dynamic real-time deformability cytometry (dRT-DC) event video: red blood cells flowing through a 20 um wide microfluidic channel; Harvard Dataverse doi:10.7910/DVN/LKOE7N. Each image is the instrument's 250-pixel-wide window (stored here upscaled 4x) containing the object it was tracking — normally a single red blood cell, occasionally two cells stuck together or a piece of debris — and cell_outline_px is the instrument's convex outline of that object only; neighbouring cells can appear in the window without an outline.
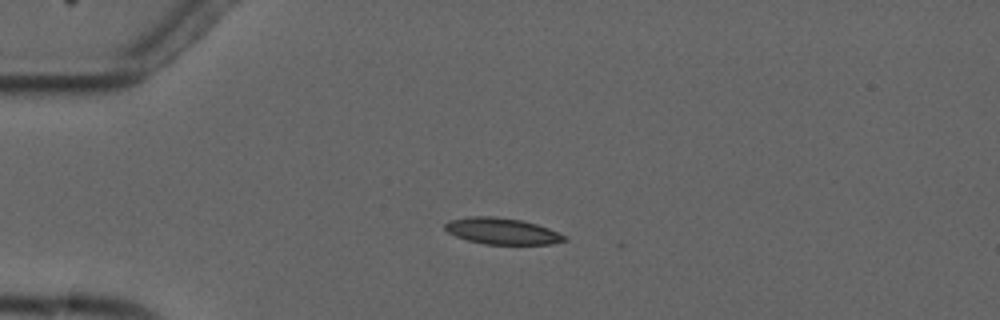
{"species": "common noctule bat (a hibernating species)", "species_latin": "Nyctalus noctula", "temperature_condition": "cold", "stored_images_in_passage": 5, "camera_frame_rate_fps": 3000, "um_per_image_px": 0.085, "animal": {"sex": "male", "forearm_length_mm": 52.5}, "frame": {"image": 1, "passage_image": 4, "time_ms": 3.667, "image_size_px": [1000, 320], "cell_outline_px": [[568, 240], [552, 244], [484, 244], [468, 240], [456, 236], [448, 232], [444, 228], [444, 224], [448, 220], [468, 216], [492, 216], [520, 220], [536, 224], [548, 228], [568, 236]], "centroid_in_image_um": [42.67, 19.64], "position_along_channel_um": 42.3, "area_um2": 18.38}}